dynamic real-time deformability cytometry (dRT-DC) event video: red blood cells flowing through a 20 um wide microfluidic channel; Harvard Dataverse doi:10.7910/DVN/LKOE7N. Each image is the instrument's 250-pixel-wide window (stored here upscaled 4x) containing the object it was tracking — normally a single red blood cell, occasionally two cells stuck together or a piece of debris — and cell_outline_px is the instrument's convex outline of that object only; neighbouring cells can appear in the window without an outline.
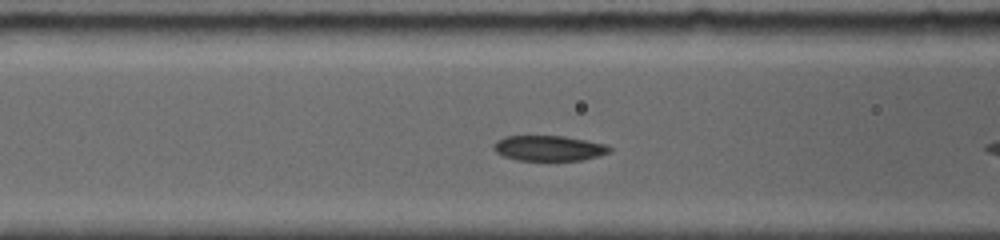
{"species": "common noctule bat (a hibernating species)", "species_latin": "Nyctalus noctula", "temperature_condition": "room temperature", "stored_images_in_passage": 38, "camera_frame_rate_fps": 5000, "um_per_image_px": 0.085, "animal": {"sex": "female", "body_mass_g": 19.0, "forearm_length_mm": 56.7}, "frame": {"image": 1, "passage_image": 9, "time_ms": 2.4, "image_size_px": [1000, 240], "cell_outline_px": [[612, 148], [608, 152], [596, 156], [580, 160], [516, 160], [504, 156], [496, 152], [492, 148], [496, 140], [504, 136], [564, 136], [608, 144]], "centroid_in_image_um": [46.62, 12.58], "position_along_channel_um": 120.0, "area_um2": 17.05}}
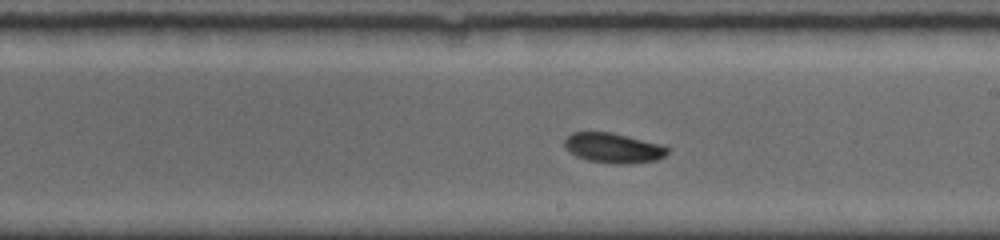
{"frame": {"image": 2, "passage_image": 19, "time_ms": 5.4, "image_size_px": [1000, 240], "cell_outline_px": [[668, 152], [664, 156], [656, 160], [588, 160], [576, 156], [564, 148], [564, 140], [572, 132], [612, 132], [664, 144], [668, 148]], "centroid_in_image_um": [52.09, 12.49], "position_along_channel_um": 236.9, "area_um2": 16.99}}
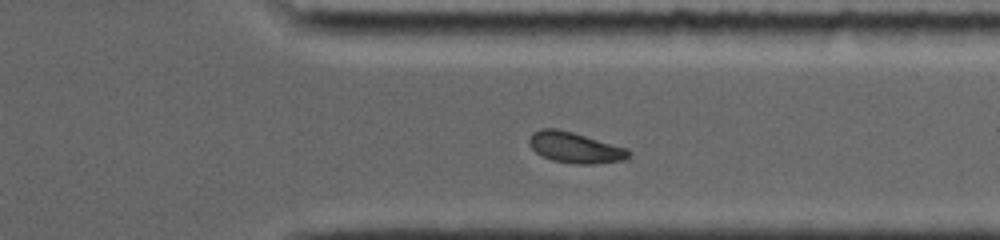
{"frame": {"image": 3, "passage_image": 31, "time_ms": 8.6, "image_size_px": [1000, 240], "cell_outline_px": [[628, 156], [624, 160], [592, 164], [576, 164], [552, 160], [536, 152], [528, 144], [528, 140], [532, 132], [540, 128], [556, 128], [572, 132], [628, 148]], "centroid_in_image_um": [48.84, 12.53], "position_along_channel_um": 362.6, "area_um2": 17.74}, "authors_computed_cell_mechanics": {"area_um2": 17.7446, "velocity_mm_per_s": 3.9066, "shape_relaxation_time_tau1_ms": 0.8241, "shape_relaxation_time_tau2_ms": null, "deformation_change_tau1": 0.0757, "deformation_change_tau2": null}}